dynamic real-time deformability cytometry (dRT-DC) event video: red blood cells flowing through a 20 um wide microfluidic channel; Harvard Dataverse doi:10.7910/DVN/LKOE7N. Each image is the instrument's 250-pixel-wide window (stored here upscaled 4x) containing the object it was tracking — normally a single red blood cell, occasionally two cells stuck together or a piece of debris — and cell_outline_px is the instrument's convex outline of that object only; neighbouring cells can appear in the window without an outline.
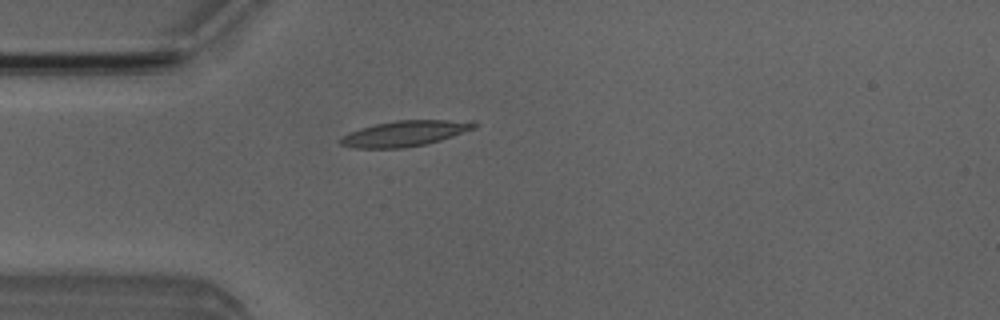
{"species": "Egyptian fruit bat (a non-hibernating species)", "species_latin": "Rousettus aegyptiacus", "temperature_condition": "room temperature", "stored_images_in_passage": 2, "camera_frame_rate_fps": 3000, "um_per_image_px": 0.085, "animal": {"sex": "male"}, "frame": {"image": 1, "passage_image": 1, "time_ms": 0.0, "image_size_px": [1000, 320], "cell_outline_px": [[476, 128], [440, 140], [424, 144], [404, 148], [352, 148], [340, 144], [340, 136], [348, 132], [360, 128], [376, 124], [396, 120], [476, 120]], "centroid_in_image_um": [34.4, 11.34], "position_along_channel_um": 50.6, "area_um2": 20.06}}